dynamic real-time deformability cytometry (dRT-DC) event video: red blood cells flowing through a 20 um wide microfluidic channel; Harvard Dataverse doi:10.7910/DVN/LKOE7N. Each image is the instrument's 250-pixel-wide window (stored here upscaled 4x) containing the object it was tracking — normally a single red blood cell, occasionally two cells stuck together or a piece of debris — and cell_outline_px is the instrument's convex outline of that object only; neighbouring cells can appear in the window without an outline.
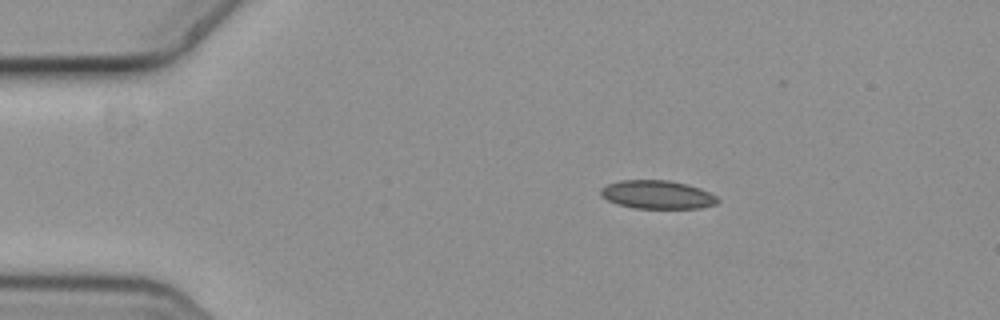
{"species": "common noctule bat (a hibernating species)", "species_latin": "Nyctalus noctula", "temperature_condition": "cold", "stored_images_in_passage": 4, "camera_frame_rate_fps": 3000, "um_per_image_px": 0.085, "animal": {"sex": "female", "body_mass_g": 19.3, "forearm_length_mm": 54.1}, "frame": {"image": 1, "passage_image": 2, "time_ms": 0.333, "image_size_px": [1000, 320], "cell_outline_px": [[720, 200], [716, 204], [700, 208], [632, 208], [616, 204], [600, 196], [600, 188], [608, 184], [620, 180], [668, 180], [700, 188], [716, 196]], "centroid_in_image_um": [55.83, 16.55], "position_along_channel_um": 29.2, "area_um2": 19.36}}